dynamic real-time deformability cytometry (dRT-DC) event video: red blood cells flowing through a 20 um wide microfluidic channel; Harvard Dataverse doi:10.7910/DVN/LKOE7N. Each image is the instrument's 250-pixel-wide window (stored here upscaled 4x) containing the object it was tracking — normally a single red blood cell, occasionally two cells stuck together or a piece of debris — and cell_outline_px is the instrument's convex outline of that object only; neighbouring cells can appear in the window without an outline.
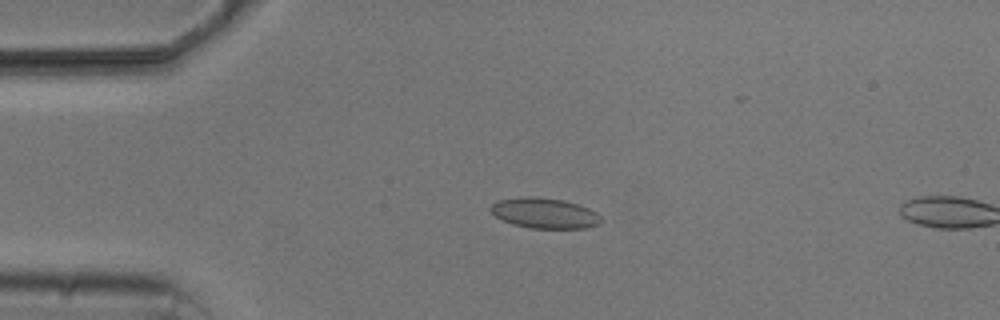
{"species": "common noctule bat (a hibernating species)", "species_latin": "Nyctalus noctula", "temperature_condition": "cold", "stored_images_in_passage": 4, "camera_frame_rate_fps": 3000, "um_per_image_px": 0.085, "animal": {"sex": "male", "body_mass_g": 20.5, "forearm_length_mm": 52.5}, "frame": {"image": 1, "passage_image": 3, "time_ms": 3.333, "image_size_px": [1000, 320], "cell_outline_px": [[604, 220], [600, 224], [588, 228], [528, 228], [512, 224], [496, 216], [488, 208], [492, 204], [500, 200], [524, 196], [532, 196], [564, 200], [588, 208], [596, 212]], "centroid_in_image_um": [46.31, 18.12], "position_along_channel_um": 38.7, "area_um2": 19.59}}